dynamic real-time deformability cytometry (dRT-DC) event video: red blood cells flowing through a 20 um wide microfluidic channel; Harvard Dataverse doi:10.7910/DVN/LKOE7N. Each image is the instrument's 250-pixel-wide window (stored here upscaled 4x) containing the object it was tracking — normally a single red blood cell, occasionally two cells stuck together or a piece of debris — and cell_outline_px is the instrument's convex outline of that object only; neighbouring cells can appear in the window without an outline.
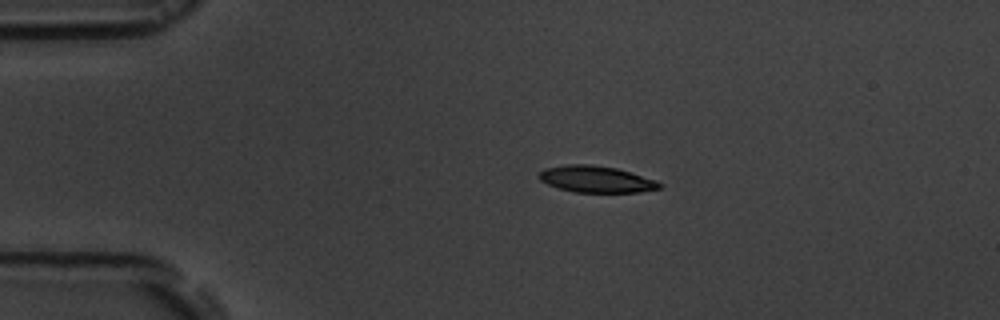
{"species": "common noctule bat (a hibernating species)", "species_latin": "Nyctalus noctula", "temperature_condition": "room temperature", "stored_images_in_passage": 3, "camera_frame_rate_fps": 3000, "um_per_image_px": 0.085, "animal": {"sex": "male", "body_mass_g": 19.5, "forearm_length_mm": 54.6}, "frame": {"image": 1, "passage_image": 1, "time_ms": 0.0, "image_size_px": [1000, 320], "cell_outline_px": [[664, 184], [660, 188], [640, 192], [572, 192], [556, 188], [540, 180], [536, 176], [544, 168], [568, 164], [592, 164], [616, 168], [656, 180]], "centroid_in_image_um": [50.64, 15.23], "position_along_channel_um": 34.4, "area_um2": 18.79}}
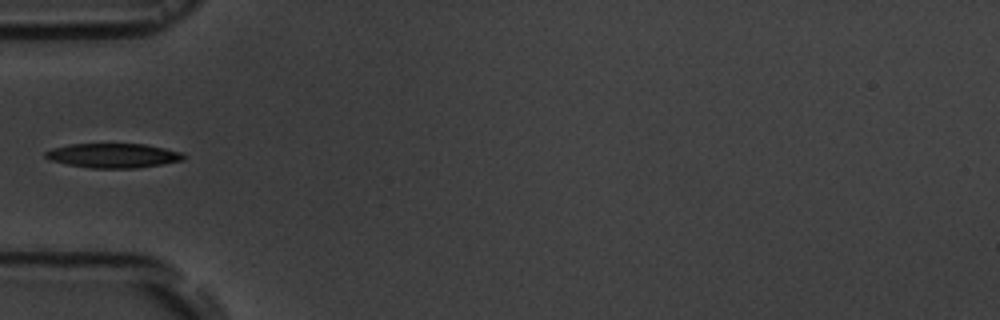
{"frame": {"image": 2, "passage_image": 3, "time_ms": 2.333, "image_size_px": [1000, 320], "cell_outline_px": [[184, 160], [136, 168], [92, 168], [68, 164], [52, 160], [44, 156], [44, 152], [52, 148], [68, 144], [144, 144], [184, 152]], "centroid_in_image_um": [9.63, 13.21], "position_along_channel_um": 75.4, "area_um2": 19.54}}